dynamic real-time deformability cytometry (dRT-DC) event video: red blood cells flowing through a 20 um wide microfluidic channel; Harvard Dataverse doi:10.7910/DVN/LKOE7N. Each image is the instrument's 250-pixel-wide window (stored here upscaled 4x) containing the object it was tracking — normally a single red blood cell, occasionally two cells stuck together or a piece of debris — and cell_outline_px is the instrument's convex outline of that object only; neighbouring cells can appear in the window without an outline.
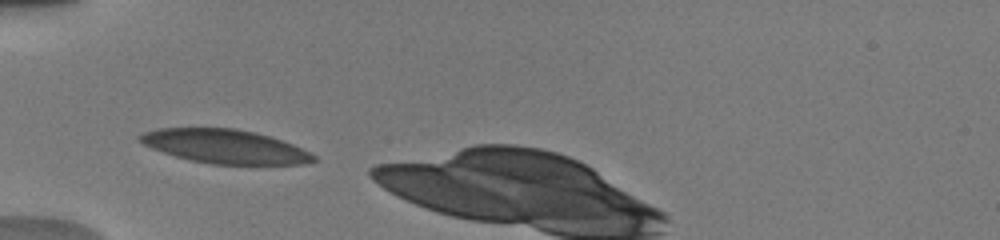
{"species": "human", "species_latin": "Homo sapiens", "temperature_condition": "warm", "stored_images_in_passage": 3, "camera_frame_rate_fps": 3000, "um_per_image_px": 0.085, "donor": {"sex": "male"}, "frame": {"image": 1, "passage_image": 1, "time_ms": 0.0, "image_size_px": [1000, 240], "cell_outline_px": [[320, 160], [308, 164], [212, 164], [192, 160], [176, 156], [152, 148], [144, 144], [136, 136], [144, 132], [156, 128], [236, 128], [256, 132], [292, 144], [316, 156]], "centroid_in_image_um": [19.14, 12.44], "position_along_channel_um": 65.9, "area_um2": 34.1}}